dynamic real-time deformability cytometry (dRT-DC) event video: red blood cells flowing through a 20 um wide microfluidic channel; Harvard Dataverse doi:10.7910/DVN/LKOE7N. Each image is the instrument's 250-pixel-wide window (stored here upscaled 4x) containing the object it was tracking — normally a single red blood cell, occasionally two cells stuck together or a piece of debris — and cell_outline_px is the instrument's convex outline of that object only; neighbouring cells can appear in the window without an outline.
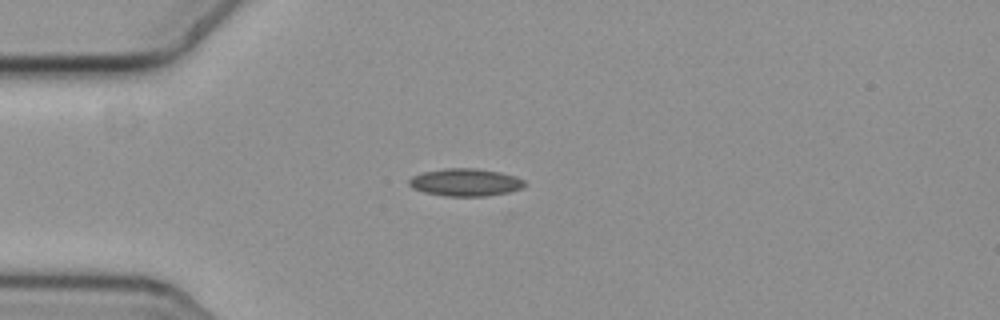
{"species": "common noctule bat (a hibernating species)", "species_latin": "Nyctalus noctula", "temperature_condition": "cold", "stored_images_in_passage": 43, "camera_frame_rate_fps": 3000, "um_per_image_px": 0.085, "animal": {"sex": "female", "body_mass_g": 19.3, "forearm_length_mm": 54.1}, "frame": {"image": 1, "passage_image": 1, "time_ms": 0.0, "image_size_px": [1000, 320], "cell_outline_px": [[524, 184], [520, 188], [508, 192], [488, 196], [444, 196], [424, 192], [412, 188], [408, 184], [408, 180], [412, 176], [424, 172], [444, 168], [476, 168], [500, 172], [516, 176], [524, 180]], "centroid_in_image_um": [39.53, 15.49], "position_along_channel_um": 45.5, "area_um2": 18.55}}
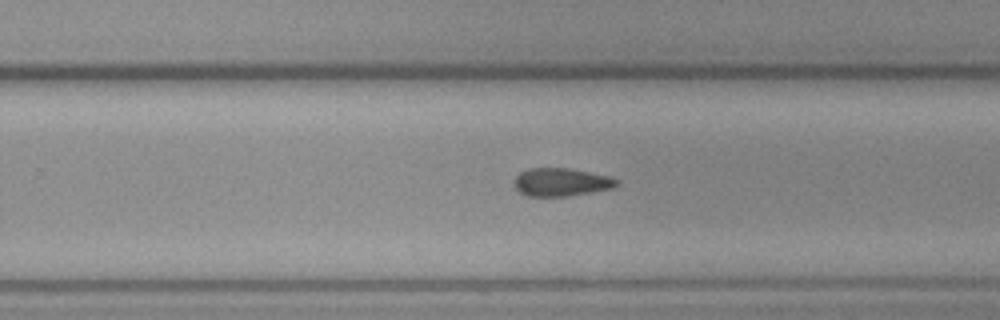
{"frame": {"image": 2, "passage_image": 22, "time_ms": 7.0, "image_size_px": [1000, 320], "cell_outline_px": [[616, 184], [612, 188], [592, 192], [568, 196], [524, 196], [512, 184], [512, 180], [520, 172], [528, 168], [568, 168], [608, 176], [616, 180]], "centroid_in_image_um": [47.6, 15.48], "position_along_channel_um": 282.2, "area_um2": 16.7}}
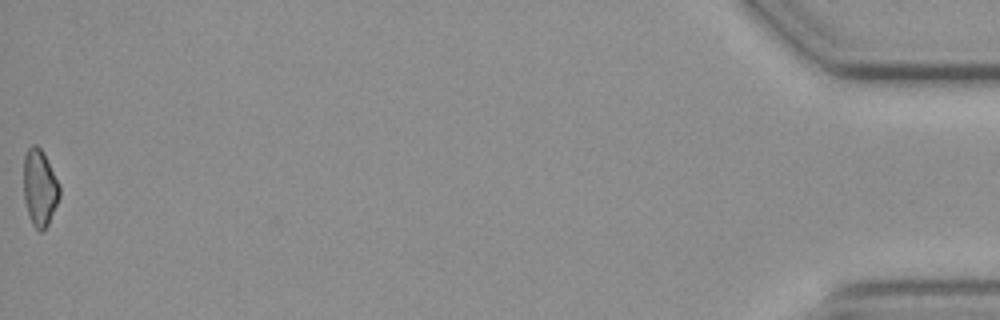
{"frame": {"image": 3, "passage_image": 43, "time_ms": 14.0, "image_size_px": [1000, 320], "cell_outline_px": [[60, 196], [48, 224], [44, 232], [40, 232], [32, 224], [28, 216], [24, 200], [24, 156], [28, 148], [32, 144], [36, 144], [44, 152], [60, 184]], "centroid_in_image_um": [3.38, 15.96], "position_along_channel_um": 431.8, "area_um2": 16.3}, "authors_computed_cell_mechanics": {"area_um2": 16.8776, "velocity_mm_per_s": 3.6552, "shape_relaxation_time_tau1_ms": 5.9455, "shape_relaxation_time_tau2_ms": null, "deformation_change_tau1": 0.1009, "deformation_change_tau2": null}}